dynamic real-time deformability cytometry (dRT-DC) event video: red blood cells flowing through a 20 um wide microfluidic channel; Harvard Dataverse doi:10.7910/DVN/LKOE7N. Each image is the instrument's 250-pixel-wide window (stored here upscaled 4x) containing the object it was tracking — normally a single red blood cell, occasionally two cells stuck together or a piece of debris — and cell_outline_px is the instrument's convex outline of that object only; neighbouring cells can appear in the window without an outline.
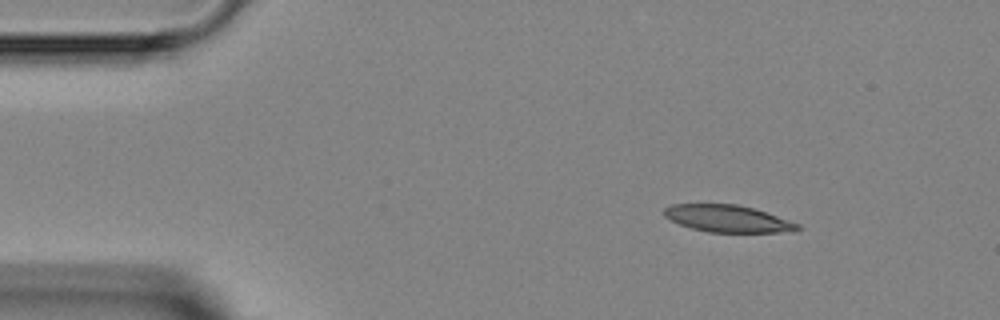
{"species": "Egyptian fruit bat (a non-hibernating species)", "species_latin": "Rousettus aegyptiacus", "temperature_condition": "room temperature", "stored_images_in_passage": 2, "camera_frame_rate_fps": 3000, "um_per_image_px": 0.085, "animal": {"sex": "female"}, "frame": {"image": 1, "passage_image": 1, "time_ms": 0.0, "image_size_px": [1000, 320], "cell_outline_px": [[800, 228], [796, 232], [708, 232], [692, 228], [680, 224], [664, 216], [664, 208], [672, 204], [736, 204], [752, 208], [800, 224]], "centroid_in_image_um": [61.86, 18.59], "position_along_channel_um": 23.1, "area_um2": 20.81}}